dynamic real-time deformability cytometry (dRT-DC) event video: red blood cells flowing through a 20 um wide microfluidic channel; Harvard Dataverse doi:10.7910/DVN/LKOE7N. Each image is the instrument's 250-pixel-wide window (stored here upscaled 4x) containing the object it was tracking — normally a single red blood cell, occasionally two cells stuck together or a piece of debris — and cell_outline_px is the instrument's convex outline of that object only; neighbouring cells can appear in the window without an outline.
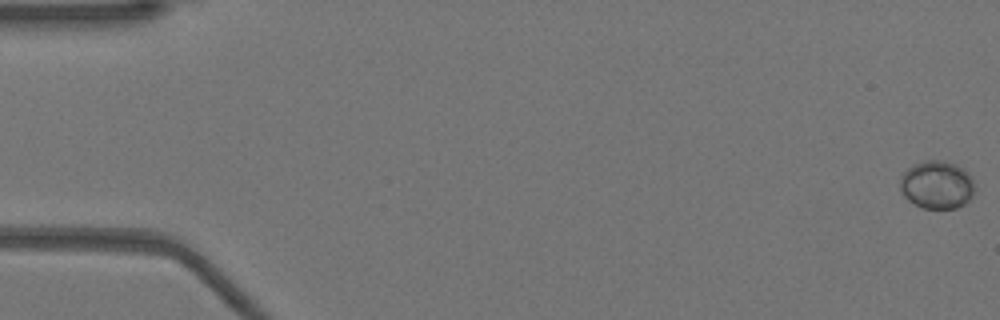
{"species": "Egyptian fruit bat (a non-hibernating species)", "species_latin": "Rousettus aegyptiacus", "temperature_condition": "warm", "stored_images_in_passage": 17, "camera_frame_rate_fps": 3000, "um_per_image_px": 0.085, "animal": {"sex": "female"}, "frame": {"image": 1, "passage_image": 1, "time_ms": 0.0, "image_size_px": [1000, 320], "cell_outline_px": [[972, 196], [964, 204], [956, 208], [924, 208], [908, 200], [904, 196], [900, 188], [900, 176], [912, 164], [924, 160], [944, 160], [956, 164], [968, 172], [972, 176]], "centroid_in_image_um": [79.61, 15.68], "position_along_channel_um": 5.4, "area_um2": 20.87}}
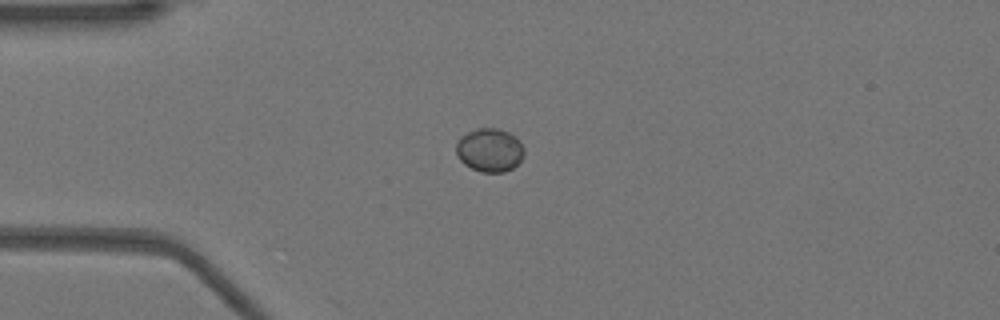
{"frame": {"image": 2, "passage_image": 14, "time_ms": 4.333, "image_size_px": [1000, 320], "cell_outline_px": [[524, 156], [512, 168], [504, 172], [480, 172], [464, 164], [456, 156], [456, 144], [460, 136], [476, 128], [496, 128], [508, 132], [516, 136], [520, 140], [524, 148]], "centroid_in_image_um": [41.61, 12.75], "position_along_channel_um": 43.4, "area_um2": 17.4}}